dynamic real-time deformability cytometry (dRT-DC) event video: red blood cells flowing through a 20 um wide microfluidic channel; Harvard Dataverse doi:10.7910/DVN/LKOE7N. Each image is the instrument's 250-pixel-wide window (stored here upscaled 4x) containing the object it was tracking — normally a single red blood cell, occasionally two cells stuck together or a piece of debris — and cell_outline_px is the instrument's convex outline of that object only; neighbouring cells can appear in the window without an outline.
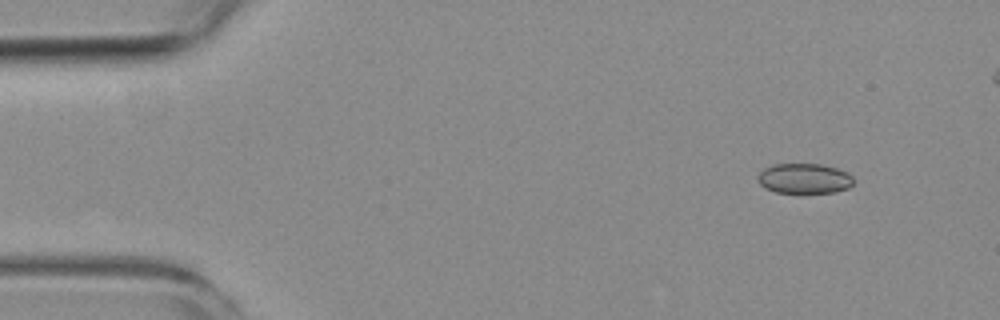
{"species": "common noctule bat (a hibernating species)", "species_latin": "Nyctalus noctula", "temperature_condition": "room temperature", "stored_images_in_passage": 4, "camera_frame_rate_fps": 3000, "um_per_image_px": 0.085, "animal": {"sex": "female", "body_mass_g": 19.3, "forearm_length_mm": 54.1}, "frame": {"image": 1, "passage_image": 1, "time_ms": 0.0, "image_size_px": [1000, 320], "cell_outline_px": [[852, 184], [848, 188], [836, 192], [804, 196], [800, 196], [776, 192], [764, 188], [756, 180], [756, 176], [764, 168], [772, 164], [820, 164], [836, 168], [848, 172], [852, 176]], "centroid_in_image_um": [68.33, 15.23], "position_along_channel_um": 16.7, "area_um2": 17.74}}